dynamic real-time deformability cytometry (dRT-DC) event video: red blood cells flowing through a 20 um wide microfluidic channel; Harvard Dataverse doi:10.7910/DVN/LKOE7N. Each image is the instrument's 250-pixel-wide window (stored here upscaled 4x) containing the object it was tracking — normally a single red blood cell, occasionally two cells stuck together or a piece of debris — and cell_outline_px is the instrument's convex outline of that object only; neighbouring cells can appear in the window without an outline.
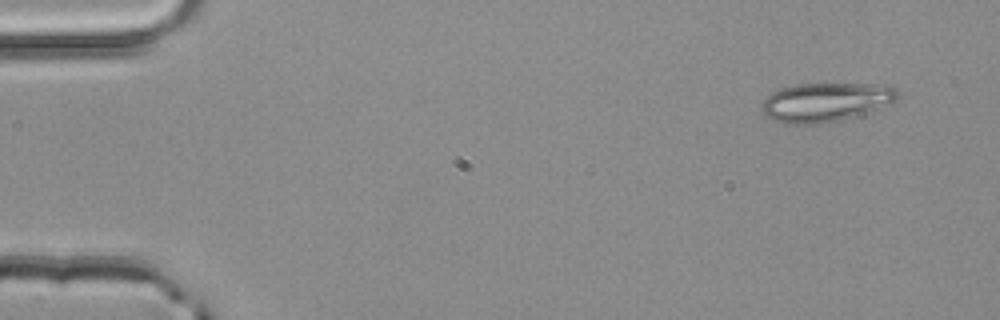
{"species": "common noctule bat (a hibernating species)", "species_latin": "Nyctalus noctula", "temperature_condition": "room temperature", "stored_images_in_passage": 3, "camera_frame_rate_fps": 3000, "um_per_image_px": 0.085, "animal": {"sex": "male", "body_mass_g": 20.4}, "frame": {"image": 1, "passage_image": 1, "time_ms": 0.0, "image_size_px": [1000, 320], "cell_outline_px": [[900, 96], [896, 100], [864, 112], [840, 120], [812, 124], [788, 124], [772, 120], [760, 108], [760, 104], [772, 92], [780, 88], [796, 84], [892, 84], [900, 92]], "centroid_in_image_um": [70.16, 8.66], "position_along_channel_um": 14.8, "area_um2": 30.63}}